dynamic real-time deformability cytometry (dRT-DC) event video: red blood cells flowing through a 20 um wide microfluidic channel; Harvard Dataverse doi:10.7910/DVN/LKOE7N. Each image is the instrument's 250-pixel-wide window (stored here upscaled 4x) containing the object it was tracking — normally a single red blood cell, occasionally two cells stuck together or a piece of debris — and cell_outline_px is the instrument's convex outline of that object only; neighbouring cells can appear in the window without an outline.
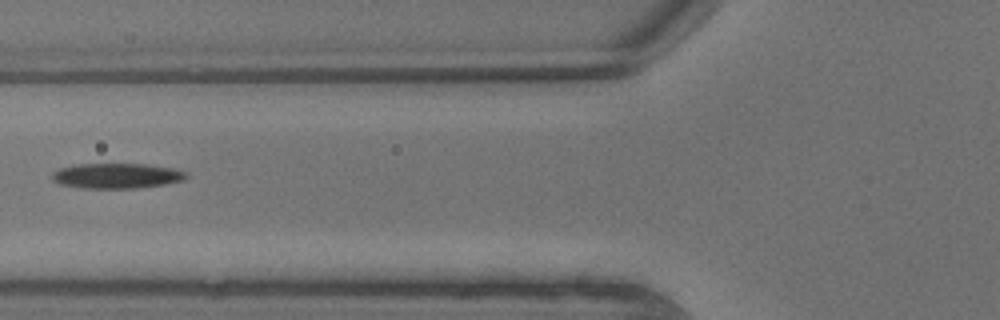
{"species": "common noctule bat (a hibernating species)", "species_latin": "Nyctalus noctula", "temperature_condition": "warm", "stored_images_in_passage": 11, "segment_of_instrument_passage": [2, 2], "camera_frame_rate_fps": 3000, "um_per_image_px": 0.085, "animal": {"sex": "male", "body_mass_g": 13.3}, "frame": {"image": 1, "passage_image": 8, "time_ms": 2.333, "image_size_px": [1000, 320], "cell_outline_px": [[188, 176], [184, 180], [164, 184], [136, 188], [80, 188], [60, 184], [52, 180], [52, 172], [60, 168], [76, 164], [144, 164], [172, 168], [188, 172]], "centroid_in_image_um": [9.91, 14.94], "position_along_channel_um": 115.9, "area_um2": 19.71}}
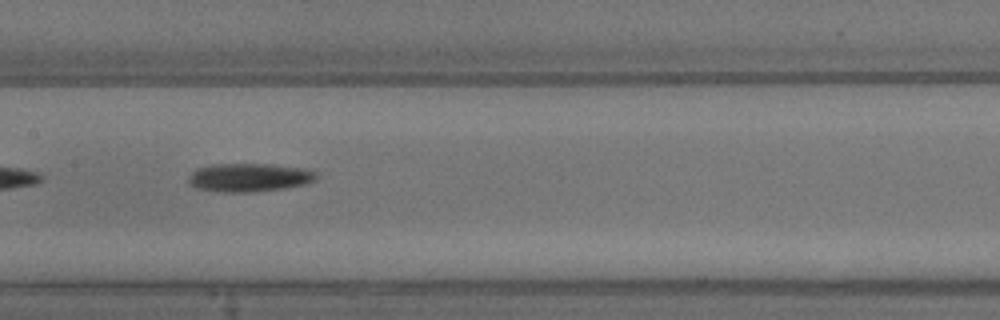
{"frame": {"image": 2, "passage_image": 10, "time_ms": 3.0, "image_size_px": [1000, 320], "cell_outline_px": [[316, 180], [304, 184], [288, 188], [252, 192], [216, 192], [196, 188], [188, 184], [188, 176], [196, 168], [212, 164], [268, 164], [304, 168], [316, 172]], "centroid_in_image_um": [21.14, 15.09], "position_along_channel_um": 186.3, "area_um2": 21.44}}
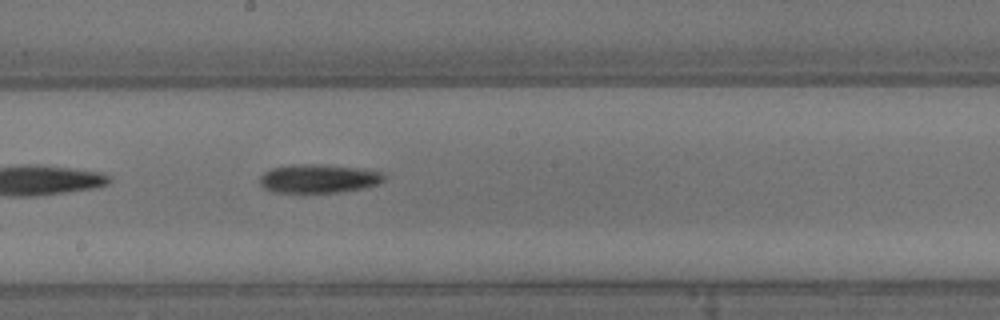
{"frame": {"image": 3, "passage_image": 11, "time_ms": 3.333, "image_size_px": [1000, 320], "cell_outline_px": [[384, 180], [376, 184], [364, 188], [340, 192], [272, 192], [264, 188], [260, 184], [260, 176], [264, 172], [272, 168], [292, 164], [316, 164], [360, 168], [380, 172], [384, 176]], "centroid_in_image_um": [27.04, 15.18], "position_along_channel_um": 221.2, "area_um2": 20.63}}